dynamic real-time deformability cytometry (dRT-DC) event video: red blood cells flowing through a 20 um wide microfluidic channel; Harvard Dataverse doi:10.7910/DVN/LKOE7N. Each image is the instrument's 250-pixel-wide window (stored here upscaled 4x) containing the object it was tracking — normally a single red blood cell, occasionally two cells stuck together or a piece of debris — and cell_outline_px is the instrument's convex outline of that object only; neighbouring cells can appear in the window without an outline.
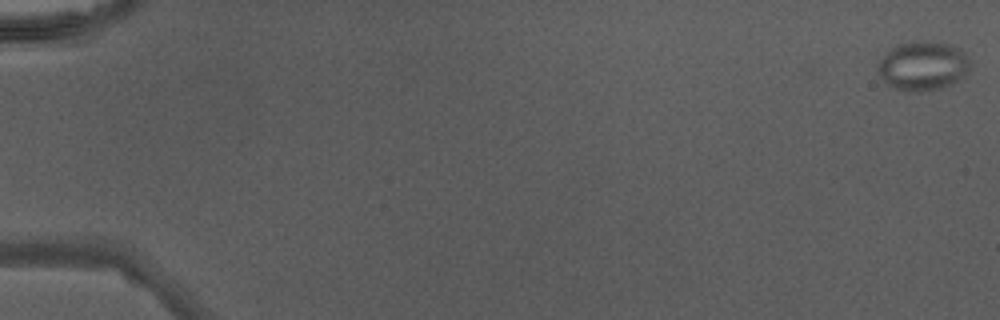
{"species": "Egyptian fruit bat (a non-hibernating species)", "species_latin": "Rousettus aegyptiacus", "temperature_condition": "warm", "stored_images_in_passage": 48, "camera_frame_rate_fps": 3000, "um_per_image_px": 0.085, "animal": {"sex": "male"}, "frame": {"image": 1, "passage_image": 1, "time_ms": 0.0, "image_size_px": [1000, 320], "cell_outline_px": [[968, 72], [964, 76], [940, 88], [920, 92], [904, 92], [892, 88], [884, 84], [880, 76], [876, 64], [892, 48], [900, 44], [916, 40], [924, 40], [948, 44], [960, 48], [964, 52], [968, 60]], "centroid_in_image_um": [78.39, 5.61], "position_along_channel_um": 6.6, "area_um2": 26.47}}
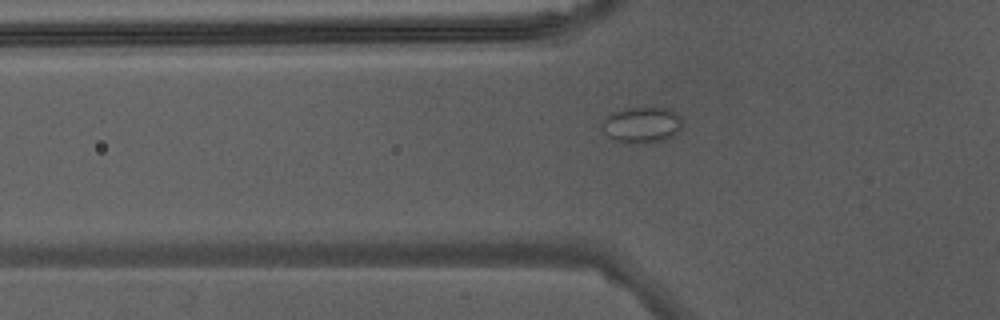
{"frame": {"image": 2, "passage_image": 18, "time_ms": 5.667, "image_size_px": [1000, 320], "cell_outline_px": [[680, 128], [672, 136], [664, 140], [652, 144], [616, 140], [608, 136], [600, 128], [600, 124], [612, 112], [628, 108], [672, 108], [680, 116]], "centroid_in_image_um": [54.55, 10.61], "position_along_channel_um": 71.2, "area_um2": 16.7}}